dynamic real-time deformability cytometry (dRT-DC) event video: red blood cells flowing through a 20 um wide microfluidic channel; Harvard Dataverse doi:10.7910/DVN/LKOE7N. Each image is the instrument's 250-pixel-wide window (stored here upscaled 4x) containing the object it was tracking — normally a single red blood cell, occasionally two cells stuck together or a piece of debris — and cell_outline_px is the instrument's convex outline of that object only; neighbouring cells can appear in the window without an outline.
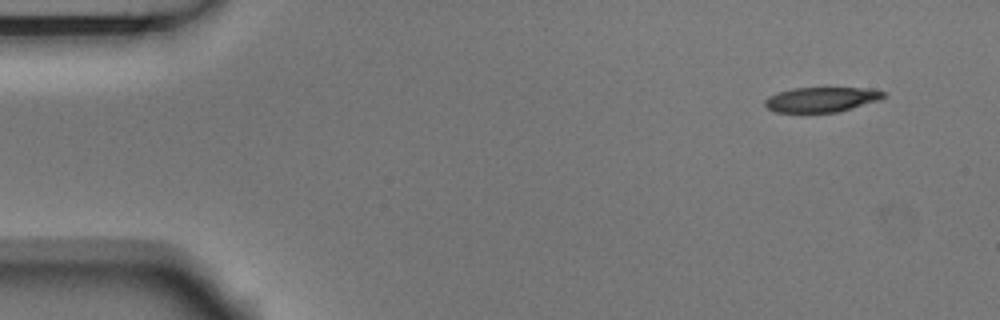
{"species": "Egyptian fruit bat (a non-hibernating species)", "species_latin": "Rousettus aegyptiacus", "temperature_condition": "room temperature", "stored_images_in_passage": 4, "camera_frame_rate_fps": 3000, "um_per_image_px": 0.085, "animal": {"sex": "male"}, "frame": {"image": 1, "passage_image": 1, "time_ms": 0.0, "image_size_px": [1000, 320], "cell_outline_px": [[884, 96], [880, 100], [852, 108], [836, 112], [776, 112], [768, 108], [764, 104], [764, 100], [768, 96], [776, 92], [792, 88], [864, 88], [884, 92]], "centroid_in_image_um": [69.77, 8.46], "position_along_channel_um": 15.2, "area_um2": 17.11}}
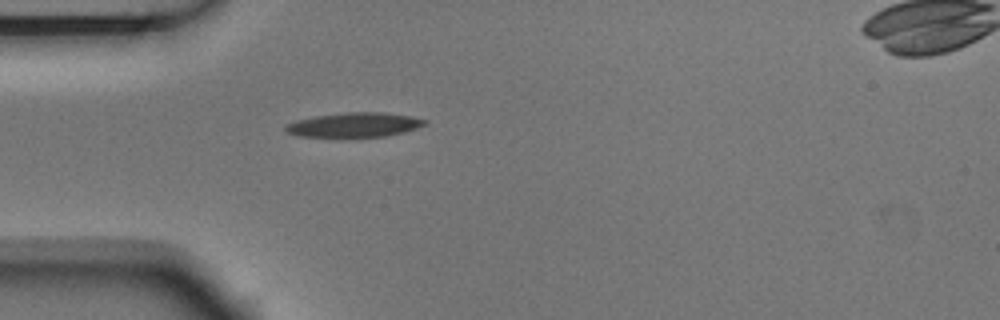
{"frame": {"image": 2, "passage_image": 4, "time_ms": 1.0, "image_size_px": [1000, 320], "cell_outline_px": [[428, 124], [404, 132], [384, 136], [300, 136], [284, 132], [284, 124], [296, 120], [316, 116], [348, 112], [384, 112], [408, 116], [428, 120]], "centroid_in_image_um": [30.1, 10.6], "position_along_channel_um": 54.9, "area_um2": 19.65}}